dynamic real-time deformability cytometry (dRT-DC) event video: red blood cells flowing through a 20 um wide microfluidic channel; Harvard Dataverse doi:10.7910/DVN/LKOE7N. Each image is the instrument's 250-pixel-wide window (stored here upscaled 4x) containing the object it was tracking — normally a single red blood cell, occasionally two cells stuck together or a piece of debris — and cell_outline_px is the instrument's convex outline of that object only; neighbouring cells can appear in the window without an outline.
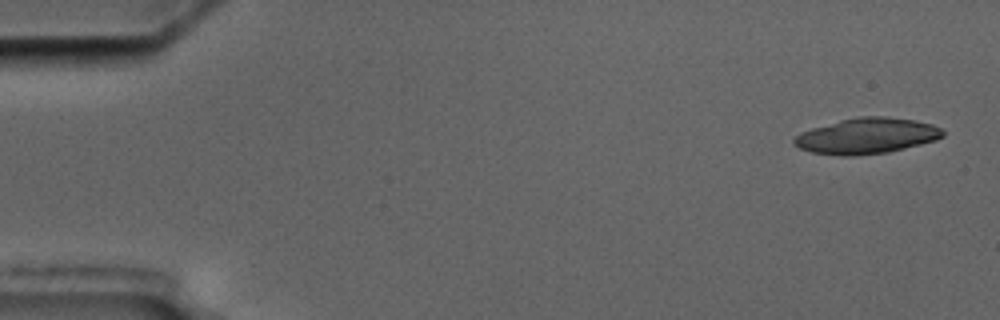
{"species": "common noctule bat (a hibernating species)", "species_latin": "Nyctalus noctula", "temperature_condition": "cold", "stored_images_in_passage": 5, "camera_frame_rate_fps": 3000, "um_per_image_px": 0.085, "animal": {"sex": "male", "body_mass_g": 17.5, "forearm_length_mm": 52.3}, "frame": {"image": 1, "passage_image": 1, "time_ms": 0.0, "image_size_px": [1000, 320], "cell_outline_px": [[944, 136], [936, 140], [888, 152], [856, 156], [840, 156], [812, 152], [800, 148], [792, 144], [792, 140], [800, 132], [812, 128], [840, 120], [856, 116], [888, 116], [912, 120], [932, 124], [940, 128], [944, 132]], "centroid_in_image_um": [73.65, 11.55], "position_along_channel_um": 11.4, "area_um2": 31.04}}
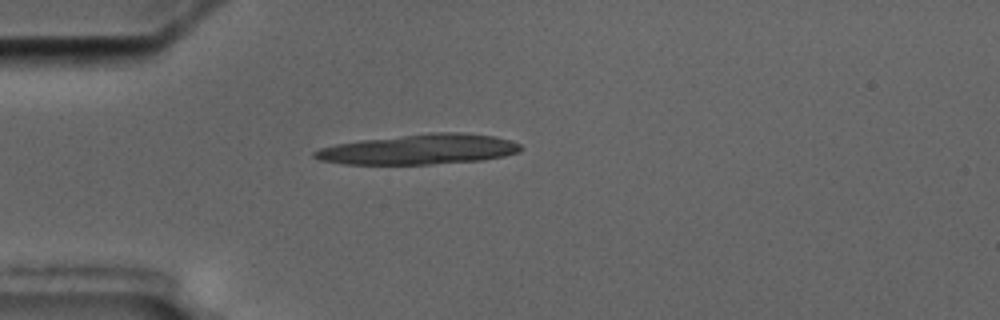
{"frame": {"image": 2, "passage_image": 5, "time_ms": 4.333, "image_size_px": [1000, 320], "cell_outline_px": [[524, 148], [520, 152], [504, 156], [480, 160], [432, 164], [344, 164], [320, 160], [312, 156], [312, 152], [320, 148], [336, 144], [360, 140], [432, 132], [464, 132], [496, 136], [520, 144]], "centroid_in_image_um": [35.65, 12.69], "position_along_channel_um": 49.4, "area_um2": 36.3}}